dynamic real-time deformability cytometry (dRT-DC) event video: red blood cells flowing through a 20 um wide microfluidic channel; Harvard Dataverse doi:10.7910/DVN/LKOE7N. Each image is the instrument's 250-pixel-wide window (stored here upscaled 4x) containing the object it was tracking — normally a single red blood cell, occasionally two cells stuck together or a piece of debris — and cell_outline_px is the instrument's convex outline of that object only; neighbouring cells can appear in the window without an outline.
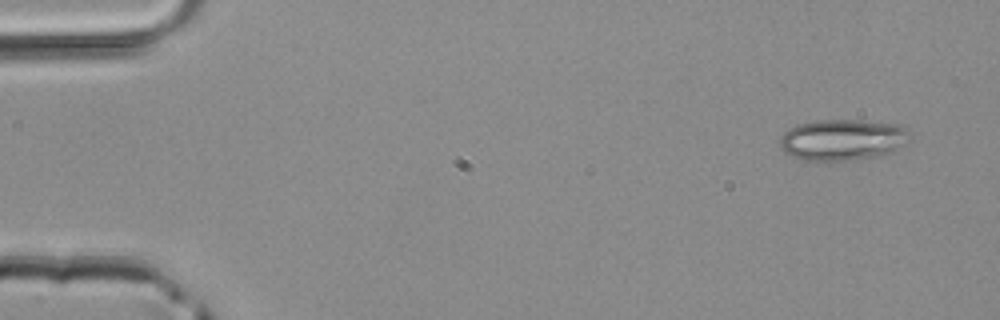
{"species": "common noctule bat (a hibernating species)", "species_latin": "Nyctalus noctula", "temperature_condition": "room temperature", "stored_images_in_passage": 5, "camera_frame_rate_fps": 3000, "um_per_image_px": 0.085, "animal": {"sex": "male", "body_mass_g": 20.4}, "frame": {"image": 1, "passage_image": 1, "time_ms": 0.0, "image_size_px": [1000, 320], "cell_outline_px": [[908, 140], [904, 144], [888, 152], [876, 156], [852, 160], [804, 160], [792, 156], [784, 152], [780, 148], [780, 136], [784, 132], [796, 124], [816, 120], [860, 120], [904, 124], [908, 128]], "centroid_in_image_um": [71.6, 11.85], "position_along_channel_um": 13.4, "area_um2": 31.21}}
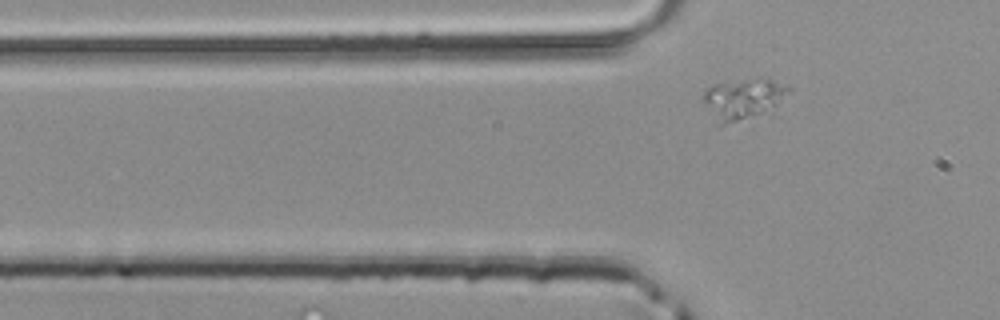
{"frame": {"image": 2, "passage_image": 5, "time_ms": 1.333, "image_size_px": [1000, 320], "cell_outline_px": [[792, 92], [760, 112], [736, 120], [720, 124], [704, 104], [704, 88], [712, 84], [768, 76], [792, 88]], "centroid_in_image_um": [63.16, 8.29], "position_along_channel_um": 62.6, "area_um2": 19.42}}